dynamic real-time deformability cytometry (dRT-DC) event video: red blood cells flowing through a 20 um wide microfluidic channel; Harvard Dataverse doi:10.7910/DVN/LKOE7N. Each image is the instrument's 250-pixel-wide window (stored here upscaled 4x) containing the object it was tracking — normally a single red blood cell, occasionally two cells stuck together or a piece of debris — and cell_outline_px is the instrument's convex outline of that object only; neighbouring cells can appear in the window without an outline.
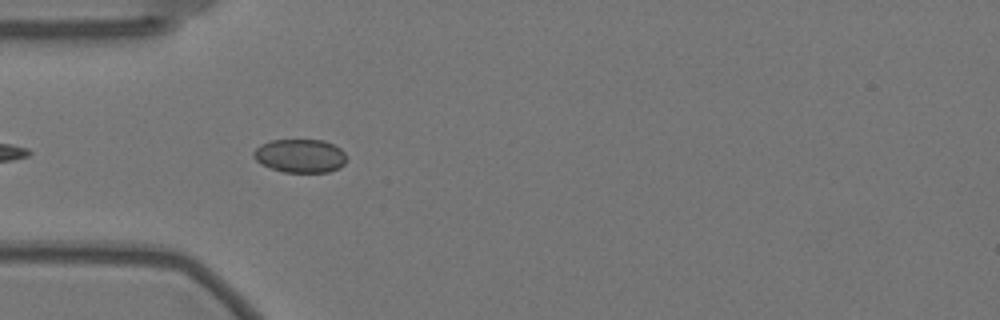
{"species": "Egyptian fruit bat (a non-hibernating species)", "species_latin": "Rousettus aegyptiacus", "temperature_condition": "warm", "stored_images_in_passage": 7, "camera_frame_rate_fps": 3000, "um_per_image_px": 0.085, "animal": {"sex": "female"}, "frame": {"image": 1, "passage_image": 4, "time_ms": 1.0, "image_size_px": [1000, 320], "cell_outline_px": [[348, 160], [340, 168], [328, 172], [284, 172], [260, 164], [252, 156], [252, 152], [260, 144], [272, 140], [324, 140], [340, 148], [344, 152]], "centroid_in_image_um": [25.52, 13.25], "position_along_channel_um": 59.5, "area_um2": 18.32}}